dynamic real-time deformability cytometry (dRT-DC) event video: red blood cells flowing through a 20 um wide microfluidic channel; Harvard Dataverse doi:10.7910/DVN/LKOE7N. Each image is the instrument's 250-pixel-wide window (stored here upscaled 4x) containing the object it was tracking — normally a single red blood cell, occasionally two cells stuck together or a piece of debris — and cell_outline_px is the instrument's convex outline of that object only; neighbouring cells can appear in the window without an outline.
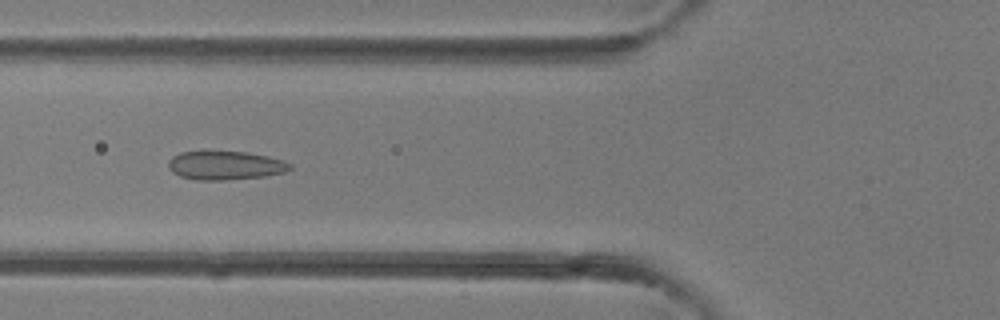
{"species": "common noctule bat (a hibernating species)", "species_latin": "Nyctalus noctula", "temperature_condition": "room temperature", "stored_images_in_passage": 39, "camera_frame_rate_fps": 3000, "um_per_image_px": 0.085, "animal": {"sex": "female"}, "frame": {"image": 1, "passage_image": 15, "time_ms": 4.667, "image_size_px": [1000, 320], "cell_outline_px": [[292, 168], [284, 172], [264, 176], [224, 180], [196, 180], [180, 176], [172, 172], [168, 168], [168, 160], [172, 156], [180, 152], [248, 152], [268, 156], [284, 160], [292, 164]], "centroid_in_image_um": [19.15, 14.06], "position_along_channel_um": 106.7, "area_um2": 20.35}}
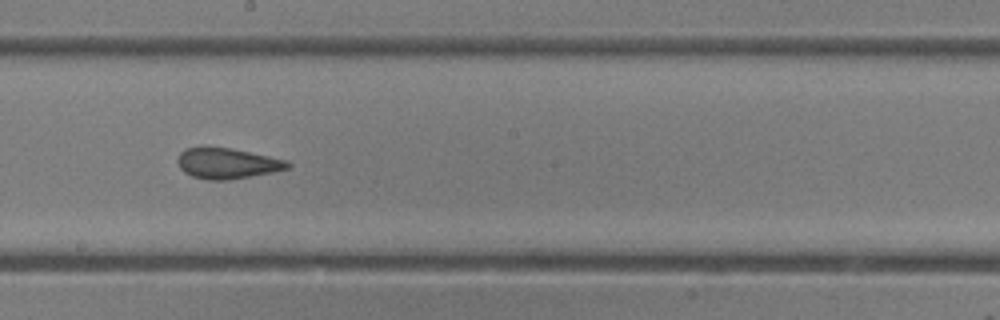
{"frame": {"image": 2, "passage_image": 22, "time_ms": 7.0, "image_size_px": [1000, 320], "cell_outline_px": [[292, 164], [288, 168], [272, 172], [228, 180], [208, 180], [192, 176], [184, 172], [180, 168], [176, 160], [180, 152], [188, 148], [232, 148], [288, 160]], "centroid_in_image_um": [19.32, 13.89], "position_along_channel_um": 228.9, "area_um2": 19.48}}
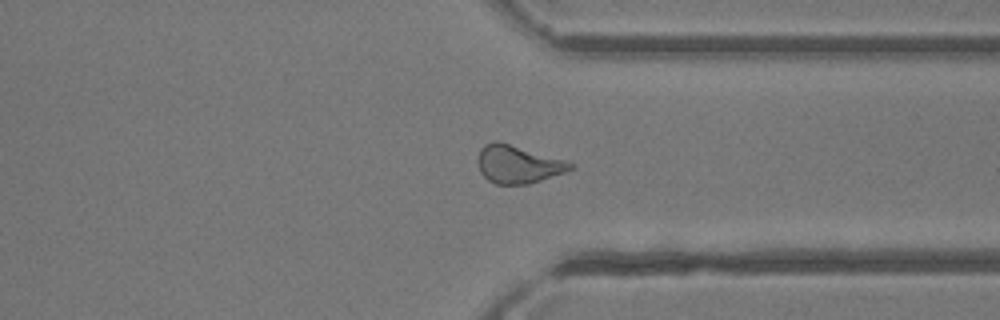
{"frame": {"image": 3, "passage_image": 30, "time_ms": 9.667, "image_size_px": [1000, 320], "cell_outline_px": [[572, 168], [564, 172], [528, 184], [496, 184], [488, 180], [480, 172], [476, 160], [480, 148], [484, 144], [492, 140], [500, 140], [568, 160], [572, 164]], "centroid_in_image_um": [43.98, 13.92], "position_along_channel_um": 367.4, "area_um2": 20.81}}